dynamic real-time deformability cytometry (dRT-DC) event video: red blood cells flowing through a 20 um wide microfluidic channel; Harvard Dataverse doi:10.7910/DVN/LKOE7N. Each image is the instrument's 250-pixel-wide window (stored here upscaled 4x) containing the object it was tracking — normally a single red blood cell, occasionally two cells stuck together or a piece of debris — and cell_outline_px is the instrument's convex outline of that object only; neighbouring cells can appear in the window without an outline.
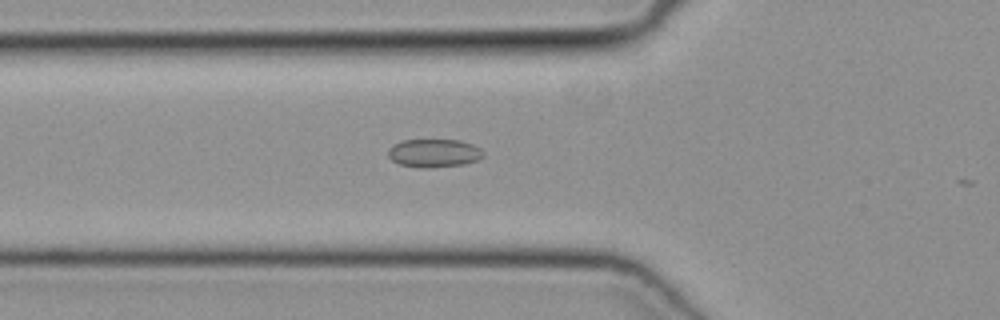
{"species": "common noctule bat (a hibernating species)", "species_latin": "Nyctalus noctula", "temperature_condition": "cold", "stored_images_in_passage": 20, "camera_frame_rate_fps": 3000, "um_per_image_px": 0.085, "animal": {"sex": "female", "body_mass_g": 19.3, "forearm_length_mm": 54.1}, "frame": {"image": 1, "passage_image": 19, "time_ms": 6.0, "image_size_px": [1000, 320], "cell_outline_px": [[484, 156], [476, 160], [464, 164], [428, 168], [420, 168], [400, 164], [392, 160], [388, 156], [388, 148], [392, 144], [404, 140], [460, 140], [472, 144], [480, 148], [484, 152]], "centroid_in_image_um": [36.88, 13.01], "position_along_channel_um": 88.9, "area_um2": 15.72}}